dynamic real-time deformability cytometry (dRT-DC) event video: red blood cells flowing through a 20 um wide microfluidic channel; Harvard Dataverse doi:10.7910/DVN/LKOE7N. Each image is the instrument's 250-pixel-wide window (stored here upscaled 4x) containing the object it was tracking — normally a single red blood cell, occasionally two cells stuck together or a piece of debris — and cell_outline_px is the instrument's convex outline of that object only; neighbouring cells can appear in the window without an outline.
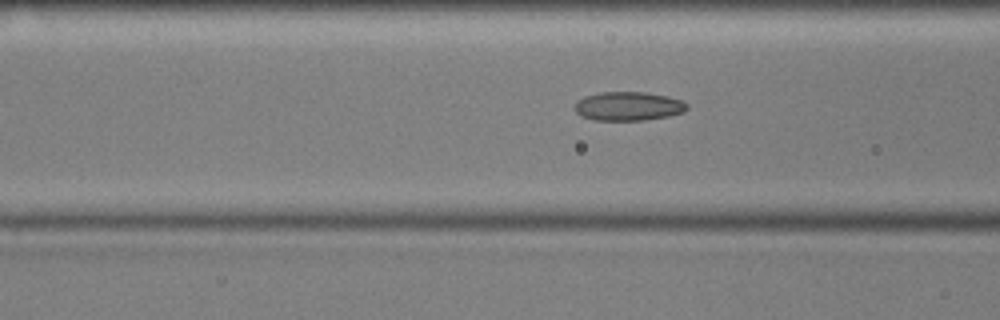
{"species": "common noctule bat (a hibernating species)", "species_latin": "Nyctalus noctula", "temperature_condition": "cold", "stored_images_in_passage": 51, "camera_frame_rate_fps": 3000, "um_per_image_px": 0.085, "animal": {"sex": "male", "body_mass_g": 17.9, "forearm_length_mm": 54.2}, "frame": {"image": 1, "passage_image": 17, "time_ms": 5.333, "image_size_px": [1000, 320], "cell_outline_px": [[688, 108], [684, 112], [668, 116], [644, 120], [596, 120], [584, 116], [576, 112], [572, 108], [576, 100], [584, 96], [600, 92], [644, 92], [664, 96], [680, 100], [688, 104]], "centroid_in_image_um": [53.37, 9.02], "position_along_channel_um": 113.2, "area_um2": 18.84}}
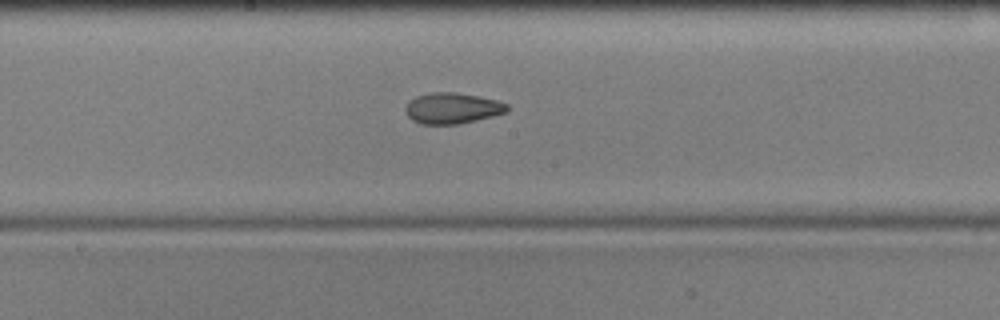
{"frame": {"image": 2, "passage_image": 25, "time_ms": 8.0, "image_size_px": [1000, 320], "cell_outline_px": [[508, 112], [460, 124], [420, 124], [412, 120], [408, 116], [404, 108], [416, 96], [432, 92], [456, 92], [496, 100], [508, 104]], "centroid_in_image_um": [38.45, 9.2], "position_along_channel_um": 209.8, "area_um2": 18.21}}
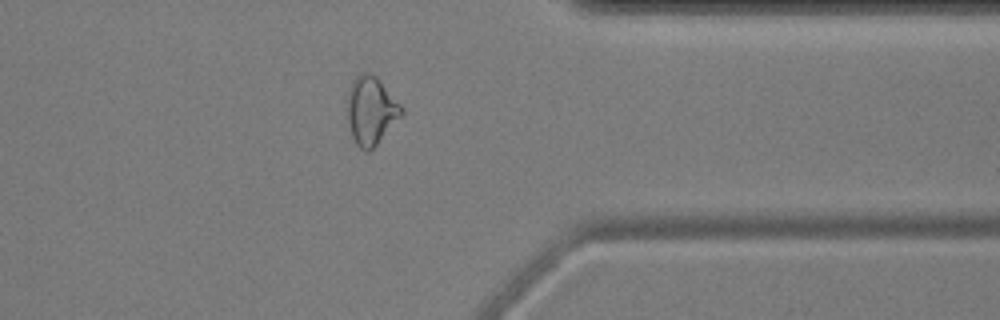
{"frame": {"image": 3, "passage_image": 40, "time_ms": 13.0, "image_size_px": [1000, 320], "cell_outline_px": [[404, 112], [376, 144], [368, 152], [364, 152], [356, 144], [352, 136], [348, 124], [348, 88], [352, 80], [360, 72], [368, 72], [376, 76], [404, 108]], "centroid_in_image_um": [31.52, 9.37], "position_along_channel_um": 379.9, "area_um2": 21.33}, "authors_computed_cell_mechanics": {"area_um2": 19.1896, "velocity_mm_per_s": 3.6052, "shape_relaxation_time_tau1_ms": 8.5697, "shape_relaxation_time_tau2_ms": 2.7167, "deformation_change_tau1": 0.1508, "deformation_change_tau2": 0.0856}}